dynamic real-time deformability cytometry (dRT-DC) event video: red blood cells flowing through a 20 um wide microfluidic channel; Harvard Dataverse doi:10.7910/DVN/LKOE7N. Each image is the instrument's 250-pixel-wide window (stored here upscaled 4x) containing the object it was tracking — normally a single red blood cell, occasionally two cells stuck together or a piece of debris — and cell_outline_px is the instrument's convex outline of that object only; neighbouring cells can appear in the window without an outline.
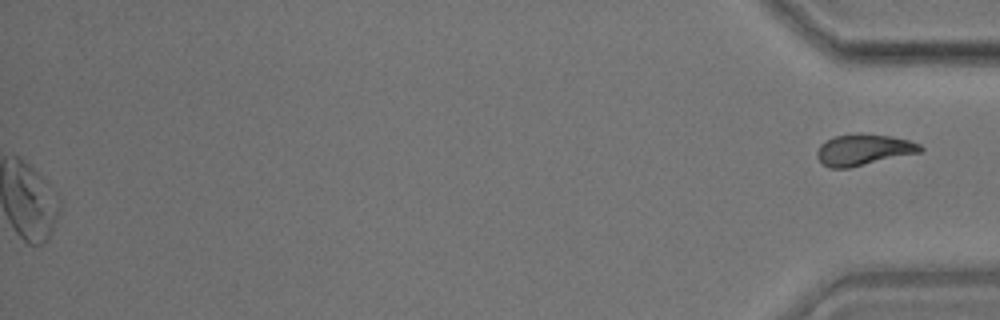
{"species": "common noctule bat (a hibernating species)", "species_latin": "Nyctalus noctula", "temperature_condition": "room temperature", "stored_images_in_passage": 49, "segment_of_instrument_passage": [2, 2], "camera_frame_rate_fps": 3000, "um_per_image_px": 0.085, "animal": {"sex": "male", "body_mass_g": 17.9}, "frame": {"image": 1, "passage_image": 49, "time_ms": 16.0, "image_size_px": [1000, 320], "cell_outline_px": [[924, 148], [920, 152], [848, 168], [828, 168], [820, 164], [816, 156], [816, 152], [820, 144], [824, 140], [836, 136], [860, 132], [864, 132], [892, 136], [908, 140], [920, 144]], "centroid_in_image_um": [73.35, 12.71], "position_along_channel_um": 361.9, "area_um2": 19.07}}